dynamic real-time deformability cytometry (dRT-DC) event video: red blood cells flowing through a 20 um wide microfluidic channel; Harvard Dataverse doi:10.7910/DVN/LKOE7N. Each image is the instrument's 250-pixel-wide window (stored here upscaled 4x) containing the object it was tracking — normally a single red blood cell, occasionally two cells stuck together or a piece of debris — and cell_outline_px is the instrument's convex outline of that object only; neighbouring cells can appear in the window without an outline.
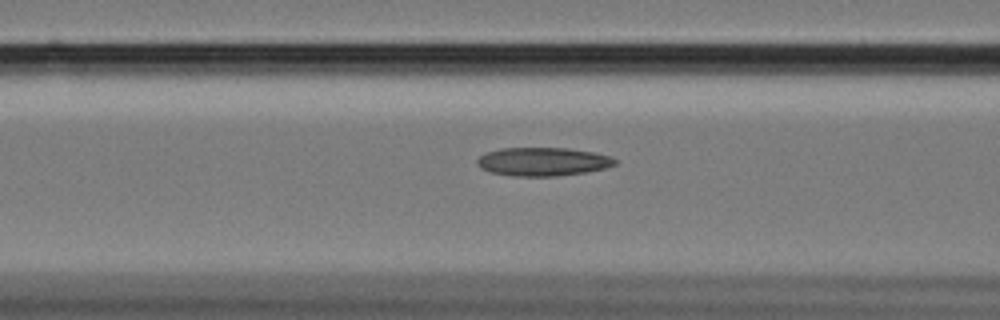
{"species": "Egyptian fruit bat (a non-hibernating species)", "species_latin": "Rousettus aegyptiacus", "temperature_condition": "cold", "stored_images_in_passage": 35, "camera_frame_rate_fps": 3000, "um_per_image_px": 0.085, "animal": {"sex": "female"}, "frame": {"image": 1, "passage_image": 8, "time_ms": 2.333, "image_size_px": [1000, 320], "cell_outline_px": [[616, 164], [604, 168], [588, 172], [556, 176], [512, 176], [492, 172], [480, 168], [476, 164], [476, 160], [480, 156], [488, 152], [500, 148], [568, 148], [592, 152], [608, 156], [616, 160]], "centroid_in_image_um": [46.11, 13.74], "position_along_channel_um": 120.5, "area_um2": 22.77}}
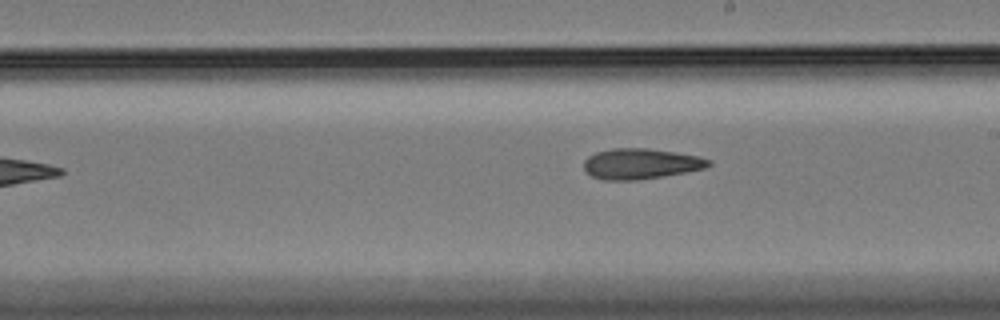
{"frame": {"image": 2, "passage_image": 18, "time_ms": 5.667, "image_size_px": [1000, 320], "cell_outline_px": [[712, 164], [704, 168], [664, 176], [636, 180], [604, 180], [592, 176], [584, 168], [584, 160], [588, 156], [596, 152], [612, 148], [648, 148], [676, 152], [696, 156], [712, 160]], "centroid_in_image_um": [54.45, 13.91], "position_along_channel_um": 234.5, "area_um2": 22.14}}
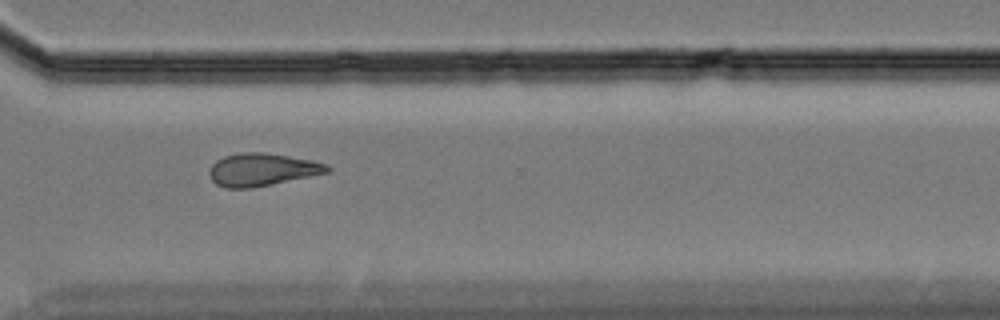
{"frame": {"image": 3, "passage_image": 28, "time_ms": 9.0, "image_size_px": [1000, 320], "cell_outline_px": [[332, 168], [328, 172], [252, 188], [224, 188], [216, 184], [212, 180], [208, 172], [212, 164], [216, 160], [224, 156], [244, 152], [264, 152], [312, 160], [328, 164]], "centroid_in_image_um": [22.25, 14.41], "position_along_channel_um": 348.3, "area_um2": 22.37}, "authors_computed_cell_mechanics": {"area_um2": 22.253, "velocity_mm_per_s": 3.4145, "shape_relaxation_time_tau1_ms": null, "shape_relaxation_time_tau2_ms": 7.2244, "deformation_change_tau1": null, "deformation_change_tau2": 0.1598}}